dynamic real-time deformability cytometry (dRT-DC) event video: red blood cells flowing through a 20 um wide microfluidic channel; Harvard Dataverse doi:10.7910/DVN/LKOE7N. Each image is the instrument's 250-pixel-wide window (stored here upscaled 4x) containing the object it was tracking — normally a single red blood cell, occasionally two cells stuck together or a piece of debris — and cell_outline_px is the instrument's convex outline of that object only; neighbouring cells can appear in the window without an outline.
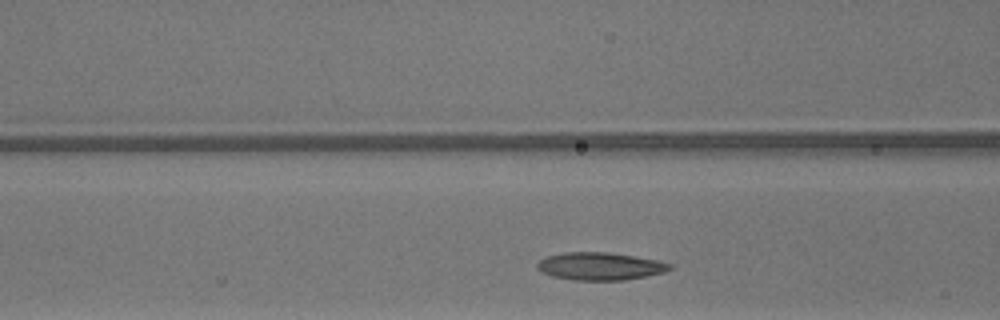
{"species": "common noctule bat (a hibernating species)", "species_latin": "Nyctalus noctula", "temperature_condition": "warm", "stored_images_in_passage": 24, "camera_frame_rate_fps": 3000, "um_per_image_px": 0.085, "animal": {"sex": "male", "body_mass_g": 13.3}, "frame": {"image": 1, "passage_image": 6, "time_ms": 1.667, "image_size_px": [1000, 320], "cell_outline_px": [[672, 268], [664, 272], [648, 276], [624, 280], [572, 280], [552, 276], [536, 268], [536, 264], [540, 260], [548, 256], [564, 252], [608, 252], [656, 260], [672, 264]], "centroid_in_image_um": [51.0, 22.63], "position_along_channel_um": 115.6, "area_um2": 21.27}}
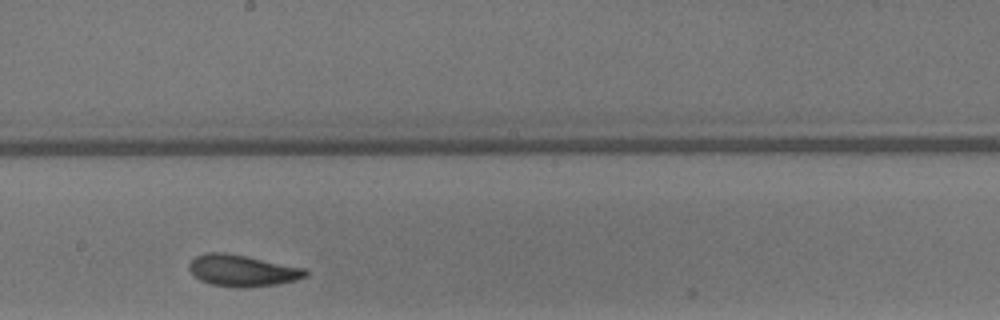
{"frame": {"image": 2, "passage_image": 14, "time_ms": 4.333, "image_size_px": [1000, 320], "cell_outline_px": [[308, 276], [296, 280], [276, 284], [240, 288], [236, 288], [212, 284], [200, 280], [188, 268], [188, 264], [196, 256], [204, 252], [224, 252], [304, 268], [308, 272]], "centroid_in_image_um": [20.58, 23.0], "position_along_channel_um": 227.6, "area_um2": 21.15}}
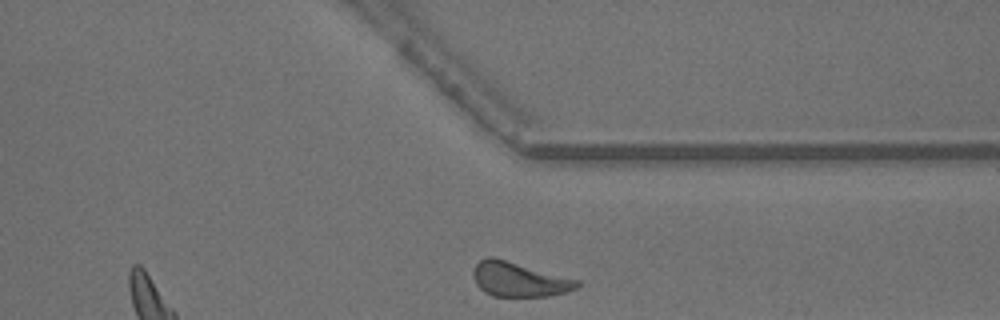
{"frame": {"image": 3, "passage_image": 24, "time_ms": 7.667, "image_size_px": [1000, 320], "cell_outline_px": [[580, 284], [576, 288], [564, 292], [548, 296], [492, 296], [484, 292], [476, 284], [472, 272], [476, 264], [480, 260], [488, 256], [492, 256], [580, 280]], "centroid_in_image_um": [44.1, 23.74], "position_along_channel_um": 367.3, "area_um2": 20.81}, "authors_computed_cell_mechanics": {"area_um2": 20.9236, "velocity_mm_per_s": 4.2013, "shape_relaxation_time_tau1_ms": 3.8585, "shape_relaxation_time_tau2_ms": 1.6139, "deformation_change_tau1": 0.1163, "deformation_change_tau2": 0.0789}}